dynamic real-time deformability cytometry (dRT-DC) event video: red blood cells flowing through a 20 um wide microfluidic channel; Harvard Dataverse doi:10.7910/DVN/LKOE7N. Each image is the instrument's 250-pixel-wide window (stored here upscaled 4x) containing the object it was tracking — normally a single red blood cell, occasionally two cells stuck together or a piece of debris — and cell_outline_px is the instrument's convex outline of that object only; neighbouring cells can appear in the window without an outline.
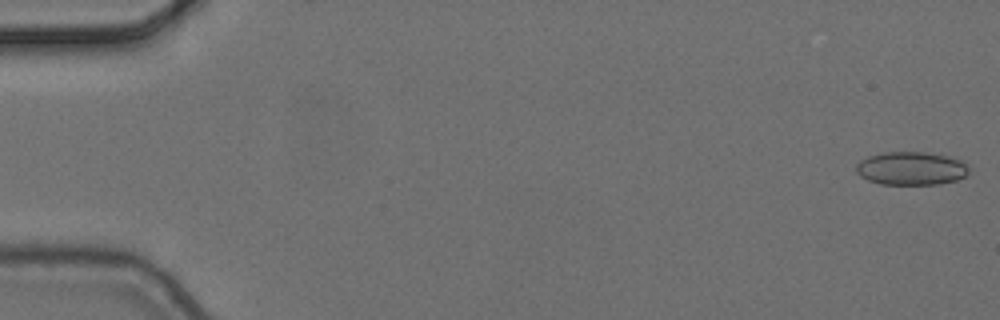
{"species": "common noctule bat (a hibernating species)", "species_latin": "Nyctalus noctula", "temperature_condition": "cold", "stored_images_in_passage": 4, "camera_frame_rate_fps": 3000, "um_per_image_px": 0.085, "animal": {"sex": "female", "body_mass_g": 24.6, "forearm_length_mm": 56.2}, "frame": {"image": 1, "passage_image": 1, "time_ms": 0.0, "image_size_px": [1000, 320], "cell_outline_px": [[968, 172], [964, 176], [956, 180], [936, 184], [880, 184], [868, 180], [860, 176], [856, 172], [856, 164], [860, 160], [868, 156], [884, 152], [924, 152], [948, 156], [960, 160], [968, 168]], "centroid_in_image_um": [77.4, 14.31], "position_along_channel_um": 7.6, "area_um2": 21.73}}
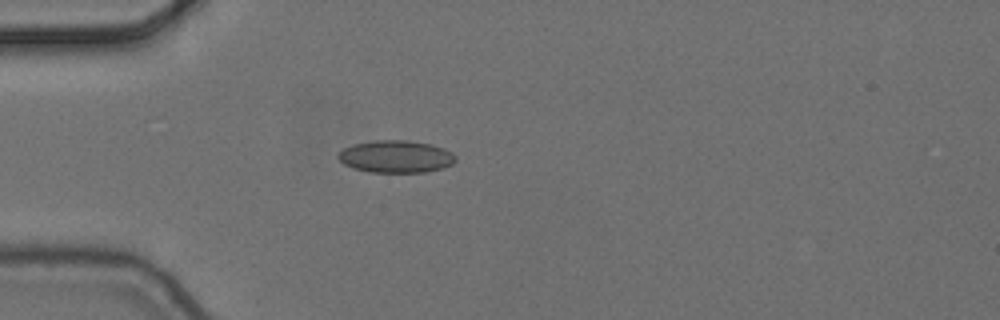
{"frame": {"image": 2, "passage_image": 4, "time_ms": 1.0, "image_size_px": [1000, 320], "cell_outline_px": [[456, 160], [452, 164], [444, 168], [424, 172], [368, 172], [352, 168], [344, 164], [336, 156], [344, 148], [352, 144], [372, 140], [408, 140], [432, 144], [444, 148], [452, 152], [456, 156]], "centroid_in_image_um": [33.66, 13.3], "position_along_channel_um": 51.3, "area_um2": 22.37}}